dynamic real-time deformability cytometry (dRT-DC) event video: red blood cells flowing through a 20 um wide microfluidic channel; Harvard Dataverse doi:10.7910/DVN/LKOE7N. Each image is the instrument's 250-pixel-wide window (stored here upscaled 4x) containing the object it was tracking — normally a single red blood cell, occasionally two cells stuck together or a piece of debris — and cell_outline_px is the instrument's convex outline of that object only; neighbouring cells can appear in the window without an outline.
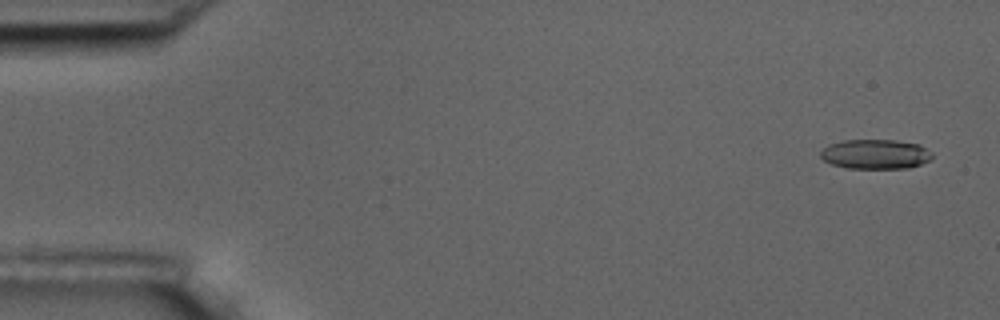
{"species": "common noctule bat (a hibernating species)", "species_latin": "Nyctalus noctula", "temperature_condition": "room temperature", "stored_images_in_passage": 5, "camera_frame_rate_fps": 3000, "um_per_image_px": 0.085, "animal": {"sex": "male", "body_mass_g": 17.5, "forearm_length_mm": 52.3}, "frame": {"image": 1, "passage_image": 1, "time_ms": 0.0, "image_size_px": [1000, 320], "cell_outline_px": [[932, 156], [928, 160], [920, 164], [908, 168], [848, 168], [832, 164], [824, 160], [820, 156], [820, 152], [828, 144], [844, 140], [896, 140], [920, 144], [932, 152]], "centroid_in_image_um": [74.41, 13.09], "position_along_channel_um": 10.6, "area_um2": 19.25}}
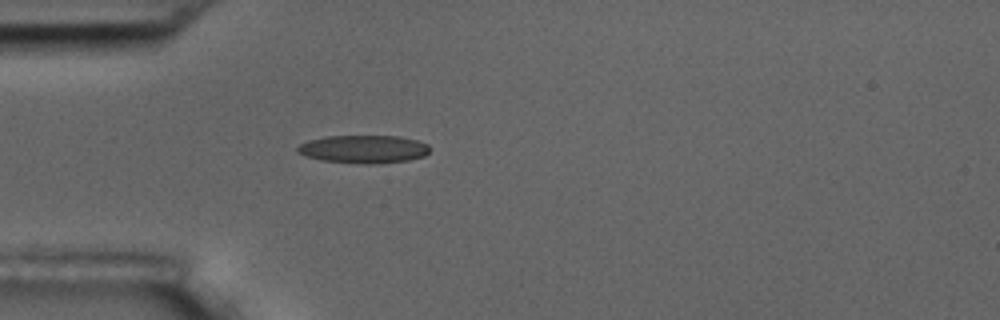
{"frame": {"image": 2, "passage_image": 5, "time_ms": 4.667, "image_size_px": [1000, 320], "cell_outline_px": [[428, 152], [424, 156], [408, 160], [376, 164], [364, 164], [320, 160], [304, 156], [296, 152], [296, 148], [300, 144], [308, 140], [324, 136], [400, 136], [416, 140], [428, 144]], "centroid_in_image_um": [30.86, 12.68], "position_along_channel_um": 54.1, "area_um2": 21.73}}